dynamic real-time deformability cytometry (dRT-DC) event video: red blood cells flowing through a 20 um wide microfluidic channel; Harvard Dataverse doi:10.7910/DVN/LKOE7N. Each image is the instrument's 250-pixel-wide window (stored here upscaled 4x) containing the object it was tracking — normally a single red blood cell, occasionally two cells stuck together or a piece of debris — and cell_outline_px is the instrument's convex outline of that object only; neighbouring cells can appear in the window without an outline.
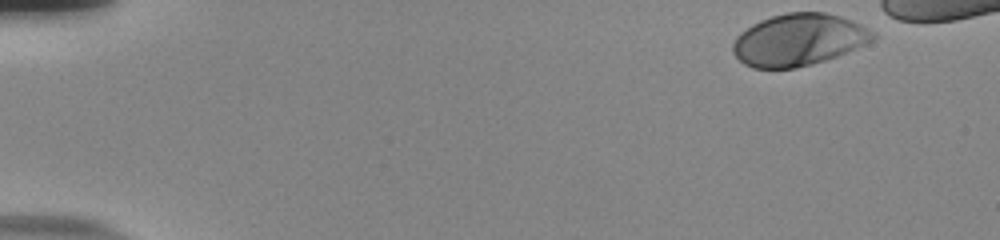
{"species": "human", "species_latin": "Homo sapiens", "temperature_condition": "room temperature", "stored_images_in_passage": 43, "camera_frame_rate_fps": 3000, "um_per_image_px": 0.085, "donor": {"sex": "male"}, "frame": {"image": 1, "passage_image": 1, "time_ms": 0.0, "image_size_px": [1000, 240], "cell_outline_px": [[876, 36], [872, 40], [864, 44], [836, 56], [812, 64], [796, 68], [752, 68], [744, 64], [732, 52], [732, 44], [736, 36], [740, 32], [752, 24], [760, 20], [772, 16], [788, 12], [824, 12], [840, 16], [852, 20], [876, 32]], "centroid_in_image_um": [67.85, 3.38], "position_along_channel_um": 17.1, "area_um2": 42.31}}
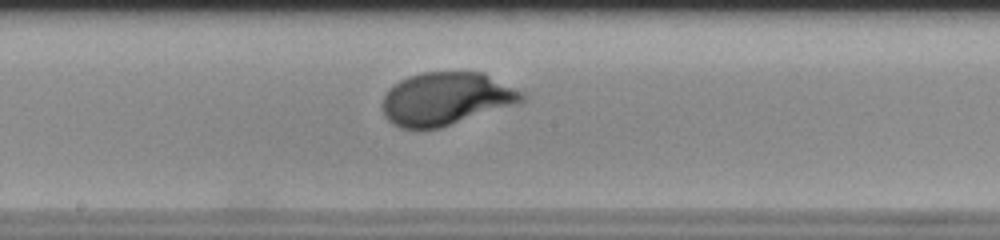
{"frame": {"image": 2, "passage_image": 27, "time_ms": 8.667, "image_size_px": [1000, 240], "cell_outline_px": [[528, 96], [520, 104], [440, 128], [400, 128], [392, 124], [384, 116], [384, 96], [388, 88], [400, 80], [408, 76], [424, 72], [484, 72], [524, 92]], "centroid_in_image_um": [37.98, 8.39], "position_along_channel_um": 210.2, "area_um2": 43.41}}
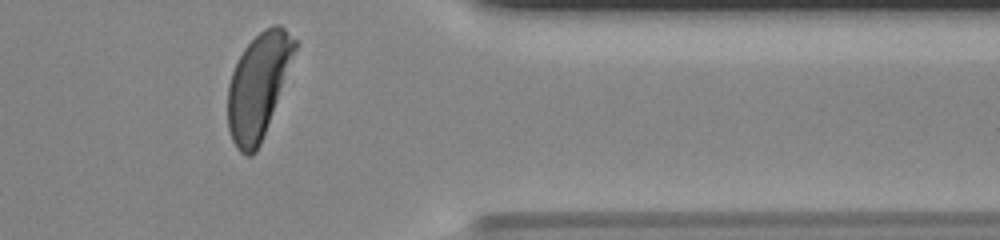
{"frame": {"image": 3, "passage_image": 42, "time_ms": 13.667, "image_size_px": [1000, 240], "cell_outline_px": [[296, 48], [260, 144], [256, 152], [252, 156], [248, 156], [240, 152], [236, 148], [232, 140], [228, 128], [228, 84], [232, 72], [244, 48], [264, 28], [276, 24], [280, 24], [296, 40]], "centroid_in_image_um": [21.92, 7.31], "position_along_channel_um": 389.5, "area_um2": 39.88}, "authors_computed_cell_mechanics": {"area_um2": 42.194, "velocity_mm_per_s": 3.796, "shape_relaxation_time_tau1_ms": 2.5724, "shape_relaxation_time_tau2_ms": null, "deformation_change_tau1": 0.1717, "deformation_change_tau2": null}}